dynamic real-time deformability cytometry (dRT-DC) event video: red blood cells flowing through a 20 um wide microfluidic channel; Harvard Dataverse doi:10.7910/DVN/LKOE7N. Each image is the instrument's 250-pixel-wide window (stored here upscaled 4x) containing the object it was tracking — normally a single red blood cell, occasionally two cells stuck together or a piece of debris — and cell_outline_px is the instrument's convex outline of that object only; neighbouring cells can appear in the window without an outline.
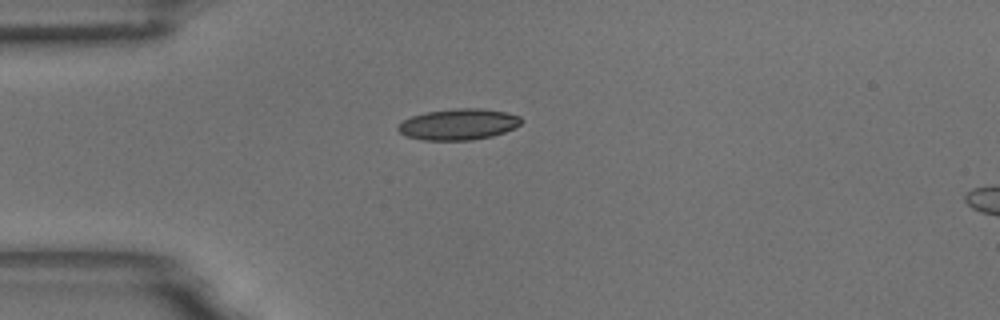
{"species": "common noctule bat (a hibernating species)", "species_latin": "Nyctalus noctula", "temperature_condition": "room temperature", "stored_images_in_passage": 6, "camera_frame_rate_fps": 3000, "um_per_image_px": 0.085, "animal": {"sex": "male", "body_mass_g": 18.8}, "frame": {"image": 1, "passage_image": 6, "time_ms": 1.667, "image_size_px": [1000, 320], "cell_outline_px": [[524, 120], [516, 128], [492, 136], [472, 140], [424, 140], [404, 136], [396, 128], [404, 120], [412, 116], [428, 112], [456, 108], [480, 108], [504, 112], [520, 116]], "centroid_in_image_um": [38.99, 10.57], "position_along_channel_um": 46.0, "area_um2": 22.31}}